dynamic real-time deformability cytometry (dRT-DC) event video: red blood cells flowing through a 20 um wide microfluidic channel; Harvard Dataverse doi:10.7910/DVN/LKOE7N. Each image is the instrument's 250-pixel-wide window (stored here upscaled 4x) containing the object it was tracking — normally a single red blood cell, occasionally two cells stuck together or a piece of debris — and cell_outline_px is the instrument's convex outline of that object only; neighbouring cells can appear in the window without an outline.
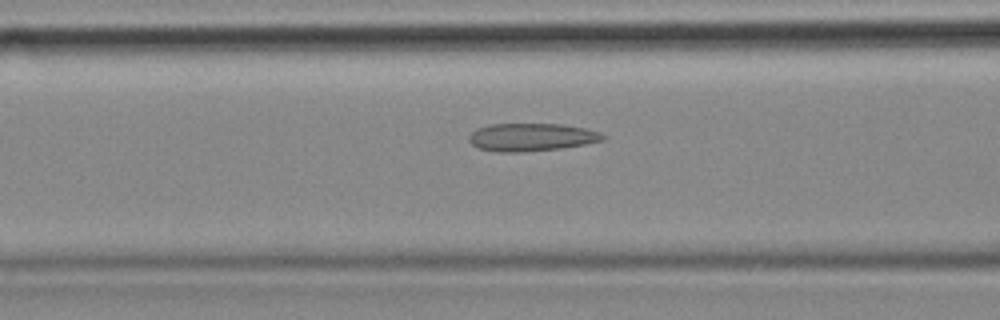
{"species": "common noctule bat (a hibernating species)", "species_latin": "Nyctalus noctula", "temperature_condition": "cold", "stored_images_in_passage": 55, "camera_frame_rate_fps": 3000, "um_per_image_px": 0.085, "animal": {"sex": "female", "body_mass_g": 18.4}, "frame": {"image": 1, "passage_image": 21, "time_ms": 6.667, "image_size_px": [1000, 320], "cell_outline_px": [[608, 136], [604, 140], [584, 144], [560, 148], [520, 152], [496, 152], [476, 148], [468, 140], [468, 136], [476, 128], [492, 124], [564, 124], [584, 128], [600, 132]], "centroid_in_image_um": [45.15, 11.66], "position_along_channel_um": 121.4, "area_um2": 21.85}}
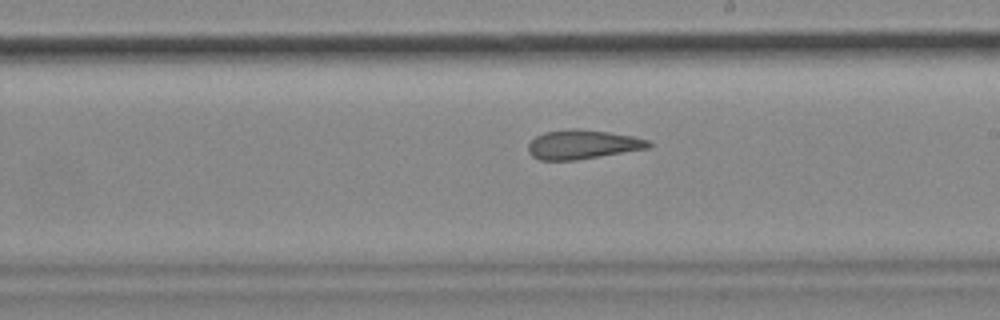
{"frame": {"image": 2, "passage_image": 31, "time_ms": 10.0, "image_size_px": [1000, 320], "cell_outline_px": [[652, 148], [576, 160], [540, 160], [532, 156], [528, 152], [528, 144], [536, 136], [544, 132], [568, 128], [580, 128], [636, 136], [648, 140], [652, 144]], "centroid_in_image_um": [49.55, 12.27], "position_along_channel_um": 239.4, "area_um2": 20.81}}
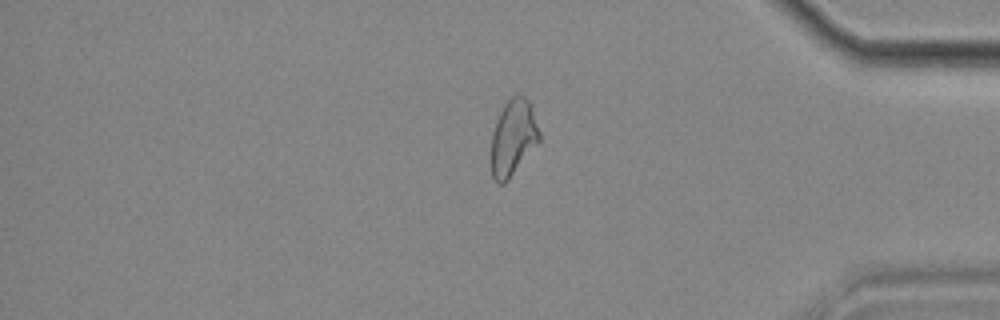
{"frame": {"image": 3, "passage_image": 46, "time_ms": 15.0, "image_size_px": [1000, 320], "cell_outline_px": [[540, 140], [508, 180], [504, 184], [496, 184], [492, 176], [492, 132], [496, 120], [504, 104], [516, 92], [520, 92], [532, 104], [540, 132]], "centroid_in_image_um": [43.63, 11.65], "position_along_channel_um": 391.6, "area_um2": 21.5}, "authors_computed_cell_mechanics": {"area_um2": 22.0218, "velocity_mm_per_s": 3.5551, "shape_relaxation_time_tau1_ms": null, "shape_relaxation_time_tau2_ms": 2.3632, "deformation_change_tau1": null, "deformation_change_tau2": 0.0989}}